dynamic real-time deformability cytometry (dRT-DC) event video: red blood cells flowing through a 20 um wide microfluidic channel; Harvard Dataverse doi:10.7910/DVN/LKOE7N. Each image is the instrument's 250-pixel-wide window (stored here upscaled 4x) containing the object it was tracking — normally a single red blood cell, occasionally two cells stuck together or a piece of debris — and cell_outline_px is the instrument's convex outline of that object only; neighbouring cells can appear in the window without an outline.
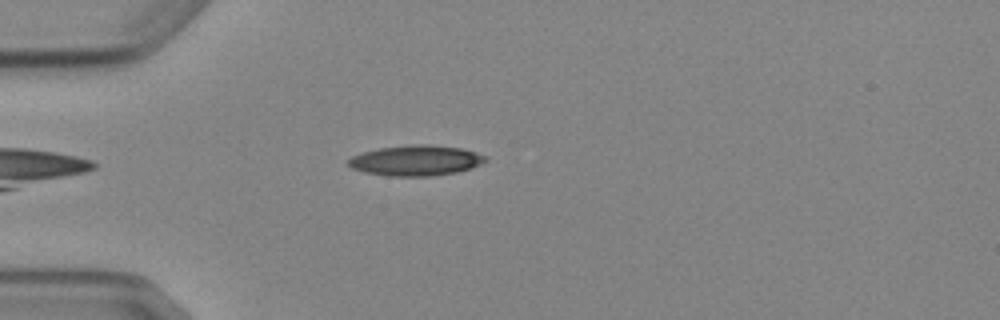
{"species": "Egyptian fruit bat (a non-hibernating species)", "species_latin": "Rousettus aegyptiacus", "temperature_condition": "cold", "stored_images_in_passage": 1, "camera_frame_rate_fps": 3000, "um_per_image_px": 0.085, "animal": {"sex": "female"}, "frame": {"image": 1, "passage_image": 1, "time_ms": 0.0, "image_size_px": [1000, 320], "cell_outline_px": [[488, 160], [472, 168], [456, 172], [428, 176], [388, 176], [364, 172], [352, 168], [348, 164], [348, 160], [352, 156], [364, 152], [380, 148], [416, 144], [428, 144], [460, 148], [476, 152], [488, 156]], "centroid_in_image_um": [35.38, 13.64], "position_along_channel_um": 49.6, "area_um2": 24.22}}